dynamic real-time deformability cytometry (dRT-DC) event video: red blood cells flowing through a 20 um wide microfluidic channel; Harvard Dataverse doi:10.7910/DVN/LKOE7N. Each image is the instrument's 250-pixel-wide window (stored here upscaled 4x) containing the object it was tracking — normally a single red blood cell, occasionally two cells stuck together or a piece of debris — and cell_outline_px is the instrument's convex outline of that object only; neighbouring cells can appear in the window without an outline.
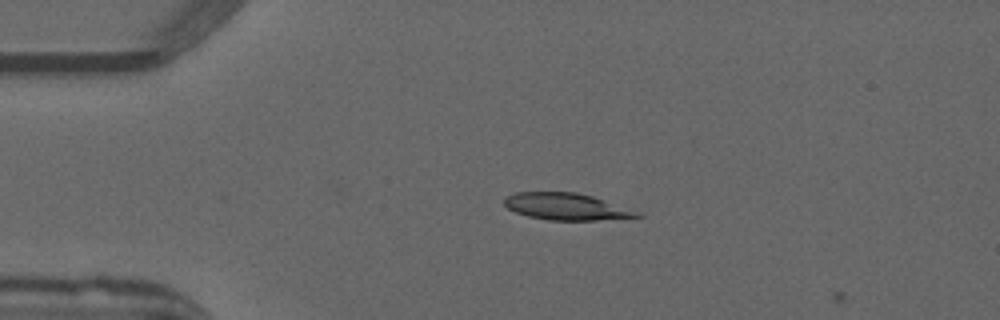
{"species": "common noctule bat (a hibernating species)", "species_latin": "Nyctalus noctula", "temperature_condition": "warm", "stored_images_in_passage": 2, "camera_frame_rate_fps": 3000, "um_per_image_px": 0.085, "animal": {"sex": "male", "forearm_length_mm": 52.5}, "frame": {"image": 1, "passage_image": 1, "time_ms": 0.0, "image_size_px": [1000, 320], "cell_outline_px": [[644, 216], [596, 220], [548, 220], [528, 216], [516, 212], [508, 208], [504, 204], [504, 196], [516, 192], [576, 192], [592, 196], [640, 212]], "centroid_in_image_um": [48.1, 17.55], "position_along_channel_um": 36.9, "area_um2": 20.63}}